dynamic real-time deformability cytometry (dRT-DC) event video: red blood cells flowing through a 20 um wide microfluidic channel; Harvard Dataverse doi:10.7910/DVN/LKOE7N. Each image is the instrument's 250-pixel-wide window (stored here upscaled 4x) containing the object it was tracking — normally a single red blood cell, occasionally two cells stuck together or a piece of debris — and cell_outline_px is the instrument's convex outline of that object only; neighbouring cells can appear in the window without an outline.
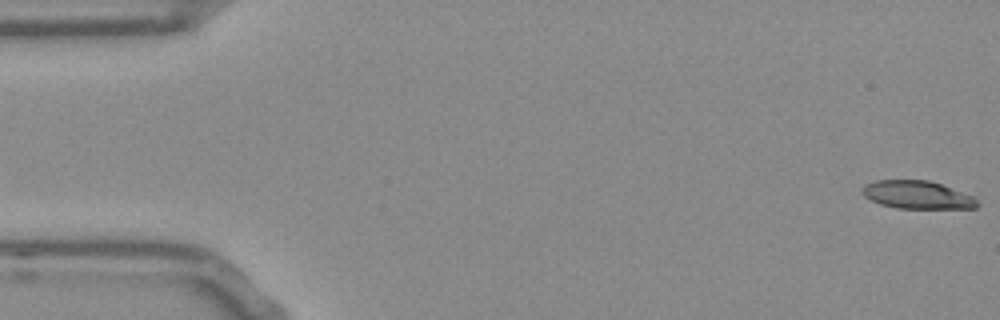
{"species": "Egyptian fruit bat (a non-hibernating species)", "species_latin": "Rousettus aegyptiacus", "temperature_condition": "room temperature", "stored_images_in_passage": 48, "camera_frame_rate_fps": 3000, "um_per_image_px": 0.085, "frame": {"image": 1, "passage_image": 1, "time_ms": 0.0, "image_size_px": [1000, 320], "cell_outline_px": [[980, 204], [976, 208], [896, 208], [880, 204], [864, 196], [860, 192], [860, 188], [864, 184], [876, 180], [928, 180], [940, 184], [972, 196]], "centroid_in_image_um": [77.9, 16.56], "position_along_channel_um": 7.1, "area_um2": 18.67}}
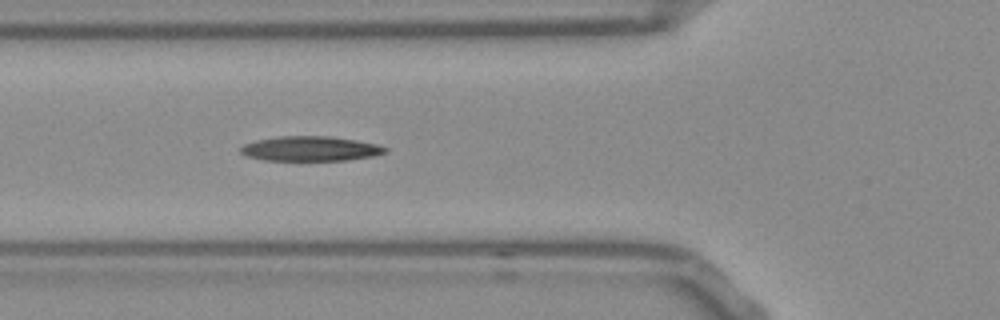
{"frame": {"image": 2, "passage_image": 19, "time_ms": 6.0, "image_size_px": [1000, 320], "cell_outline_px": [[388, 152], [372, 156], [348, 160], [264, 160], [248, 156], [240, 152], [240, 148], [244, 144], [256, 140], [276, 136], [332, 136], [356, 140], [376, 144], [388, 148]], "centroid_in_image_um": [26.39, 12.63], "position_along_channel_um": 99.4, "area_um2": 20.87}}
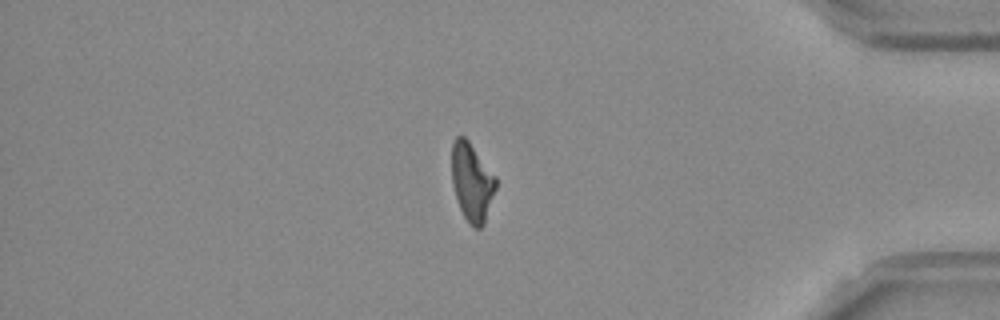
{"frame": {"image": 3, "passage_image": 45, "time_ms": 14.667, "image_size_px": [1000, 320], "cell_outline_px": [[496, 188], [484, 224], [480, 228], [472, 228], [464, 216], [460, 208], [452, 184], [452, 144], [456, 136], [464, 136], [468, 140], [496, 176]], "centroid_in_image_um": [40.11, 15.48], "position_along_channel_um": 395.1, "area_um2": 20.0}}